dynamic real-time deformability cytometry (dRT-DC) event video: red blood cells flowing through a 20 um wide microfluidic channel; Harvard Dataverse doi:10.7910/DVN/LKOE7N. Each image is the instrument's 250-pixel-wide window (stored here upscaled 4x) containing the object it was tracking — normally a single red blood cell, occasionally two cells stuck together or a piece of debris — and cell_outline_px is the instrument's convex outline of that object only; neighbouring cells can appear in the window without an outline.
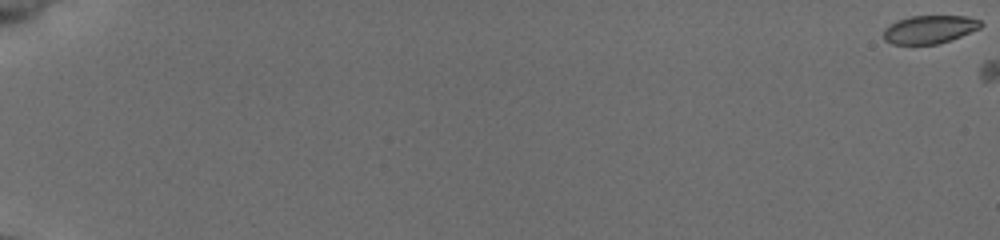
{"species": "common noctule bat (a hibernating species)", "species_latin": "Nyctalus noctula", "temperature_condition": "cold", "stored_images_in_passage": 2, "camera_frame_rate_fps": 3000, "um_per_image_px": 0.085, "animal": {"sex": "female", "body_mass_g": 19.5, "forearm_length_mm": 54.1}, "frame": {"image": 1, "passage_image": 1, "time_ms": 0.0, "image_size_px": [1000, 240], "cell_outline_px": [[984, 24], [980, 28], [960, 36], [936, 44], [892, 44], [884, 40], [884, 28], [896, 20], [912, 16], [968, 16], [980, 20]], "centroid_in_image_um": [79.0, 2.49], "position_along_channel_um": 6.0, "area_um2": 15.9}}